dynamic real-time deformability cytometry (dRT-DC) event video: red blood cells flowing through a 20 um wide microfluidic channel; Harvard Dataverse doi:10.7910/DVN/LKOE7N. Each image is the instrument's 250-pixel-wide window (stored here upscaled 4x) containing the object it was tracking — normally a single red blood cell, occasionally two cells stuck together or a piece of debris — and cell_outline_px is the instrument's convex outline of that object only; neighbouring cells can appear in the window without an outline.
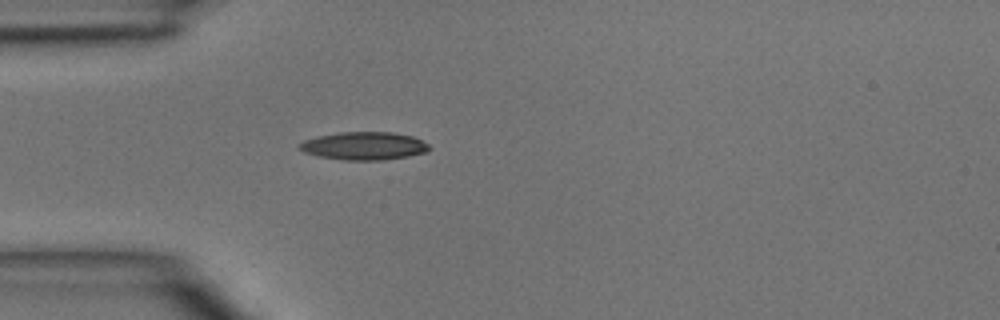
{"species": "common noctule bat (a hibernating species)", "species_latin": "Nyctalus noctula", "temperature_condition": "room temperature", "stored_images_in_passage": 34, "camera_frame_rate_fps": 3000, "um_per_image_px": 0.085, "animal": {"sex": "male", "body_mass_g": 15.6}, "frame": {"image": 1, "passage_image": 1, "time_ms": 0.0, "image_size_px": [1000, 320], "cell_outline_px": [[432, 148], [428, 152], [408, 156], [384, 160], [344, 160], [320, 156], [304, 152], [296, 144], [304, 140], [316, 136], [340, 132], [392, 132], [412, 136], [428, 144]], "centroid_in_image_um": [30.95, 12.4], "position_along_channel_um": 54.1, "area_um2": 21.21}}
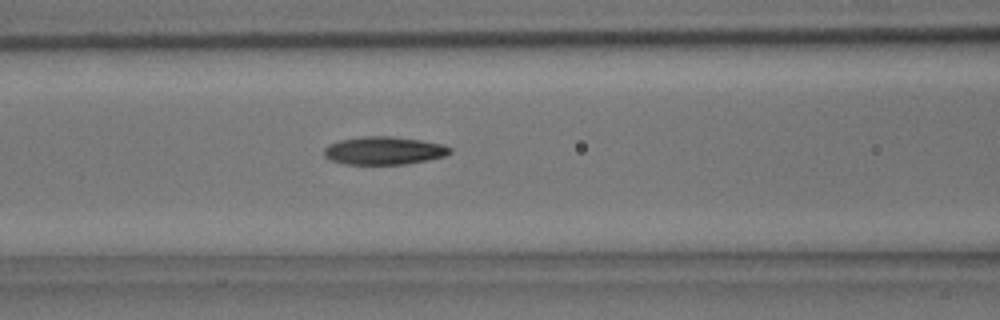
{"frame": {"image": 2, "passage_image": 7, "time_ms": 2.0, "image_size_px": [1000, 320], "cell_outline_px": [[452, 152], [444, 156], [404, 164], [344, 164], [332, 160], [324, 156], [324, 148], [328, 144], [340, 140], [364, 136], [388, 136], [420, 140], [444, 144], [452, 148]], "centroid_in_image_um": [32.62, 12.79], "position_along_channel_um": 134.0, "area_um2": 20.4}}
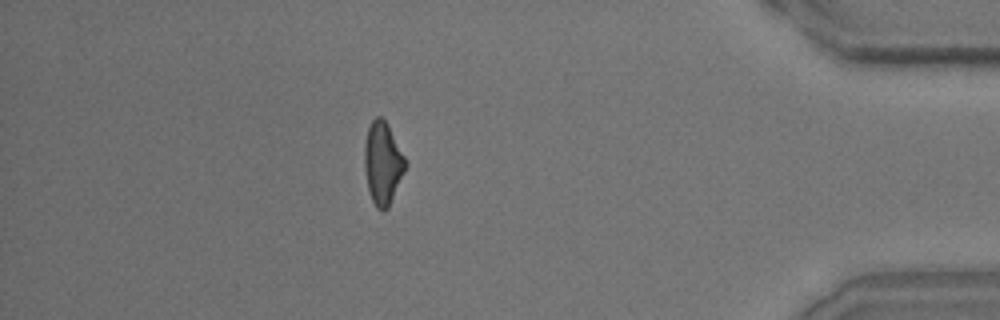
{"frame": {"image": 3, "passage_image": 29, "time_ms": 9.333, "image_size_px": [1000, 320], "cell_outline_px": [[408, 164], [388, 208], [376, 208], [368, 192], [364, 168], [364, 144], [368, 128], [372, 120], [376, 116], [380, 116], [388, 124]], "centroid_in_image_um": [32.52, 13.85], "position_along_channel_um": 402.7, "area_um2": 19.65}}